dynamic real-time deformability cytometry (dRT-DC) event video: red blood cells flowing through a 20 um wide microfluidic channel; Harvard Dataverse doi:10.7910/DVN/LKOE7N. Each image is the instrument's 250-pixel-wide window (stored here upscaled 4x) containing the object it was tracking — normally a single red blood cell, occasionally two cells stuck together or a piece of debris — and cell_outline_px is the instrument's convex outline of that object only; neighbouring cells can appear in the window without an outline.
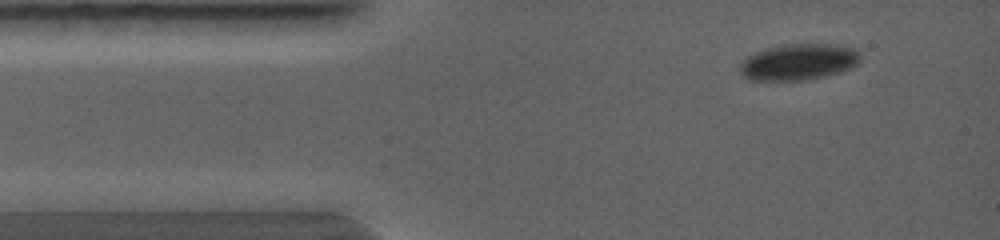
{"species": "common noctule bat (a hibernating species)", "species_latin": "Nyctalus noctula", "temperature_condition": "warm", "stored_images_in_passage": 2, "camera_frame_rate_fps": 5000, "um_per_image_px": 0.085, "animal": {"sex": "female", "body_mass_g": 19.0, "forearm_length_mm": 56.7}, "frame": {"image": 1, "passage_image": 1, "time_ms": 0.0, "image_size_px": [1000, 240], "cell_outline_px": [[860, 60], [852, 68], [840, 72], [808, 80], [748, 80], [740, 72], [740, 64], [748, 56], [764, 48], [784, 44], [828, 44], [856, 48], [860, 56]], "centroid_in_image_um": [67.88, 5.26], "position_along_channel_um": 17.1, "area_um2": 25.49}}